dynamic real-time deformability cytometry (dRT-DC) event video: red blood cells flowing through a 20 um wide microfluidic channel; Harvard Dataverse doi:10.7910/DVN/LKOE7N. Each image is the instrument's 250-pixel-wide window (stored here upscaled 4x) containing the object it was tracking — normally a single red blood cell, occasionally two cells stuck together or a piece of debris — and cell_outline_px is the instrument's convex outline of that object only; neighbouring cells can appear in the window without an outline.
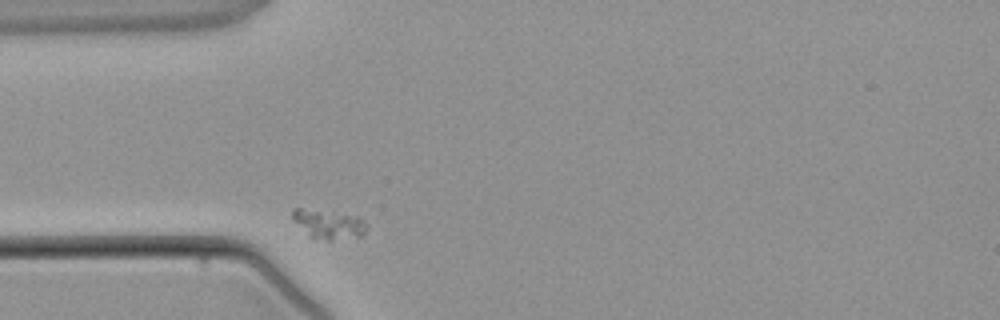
{"species": "common noctule bat (a hibernating species)", "species_latin": "Nyctalus noctula", "temperature_condition": "warm", "stored_images_in_passage": 1, "camera_frame_rate_fps": 3000, "um_per_image_px": 0.085, "animal": {"sex": "male", "body_mass_g": 21.5, "forearm_length_mm": 52.0}, "frame": {"image": 1, "passage_image": 1, "time_ms": 0.0, "image_size_px": [1000, 320], "cell_outline_px": [[368, 224], [364, 236], [332, 240], [328, 240], [308, 236], [292, 220], [292, 208], [300, 208], [356, 216], [364, 220]], "centroid_in_image_um": [27.94, 19.07], "position_along_channel_um": 57.1, "area_um2": 12.54}}